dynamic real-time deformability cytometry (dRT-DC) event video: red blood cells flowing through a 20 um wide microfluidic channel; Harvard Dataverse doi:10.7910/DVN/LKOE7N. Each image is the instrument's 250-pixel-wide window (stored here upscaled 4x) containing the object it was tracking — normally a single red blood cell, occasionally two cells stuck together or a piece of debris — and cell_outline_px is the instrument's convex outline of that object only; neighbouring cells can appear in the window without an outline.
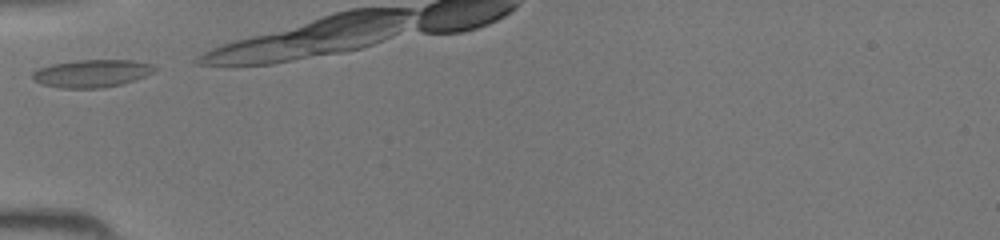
{"species": "common noctule bat (a hibernating species)", "species_latin": "Nyctalus noctula", "temperature_condition": "room temperature", "stored_images_in_passage": 4, "camera_frame_rate_fps": 3000, "um_per_image_px": 0.085, "animal": {"sex": "female", "body_mass_g": 19.5, "forearm_length_mm": 54.1}, "frame": {"image": 1, "passage_image": 1, "time_ms": 0.0, "image_size_px": [1000, 240], "cell_outline_px": [[160, 68], [144, 76], [120, 84], [104, 88], [60, 88], [44, 84], [32, 80], [32, 72], [40, 68], [52, 64], [76, 60], [132, 60], [156, 64]], "centroid_in_image_um": [7.83, 6.23], "position_along_channel_um": 77.2, "area_um2": 19.71}}